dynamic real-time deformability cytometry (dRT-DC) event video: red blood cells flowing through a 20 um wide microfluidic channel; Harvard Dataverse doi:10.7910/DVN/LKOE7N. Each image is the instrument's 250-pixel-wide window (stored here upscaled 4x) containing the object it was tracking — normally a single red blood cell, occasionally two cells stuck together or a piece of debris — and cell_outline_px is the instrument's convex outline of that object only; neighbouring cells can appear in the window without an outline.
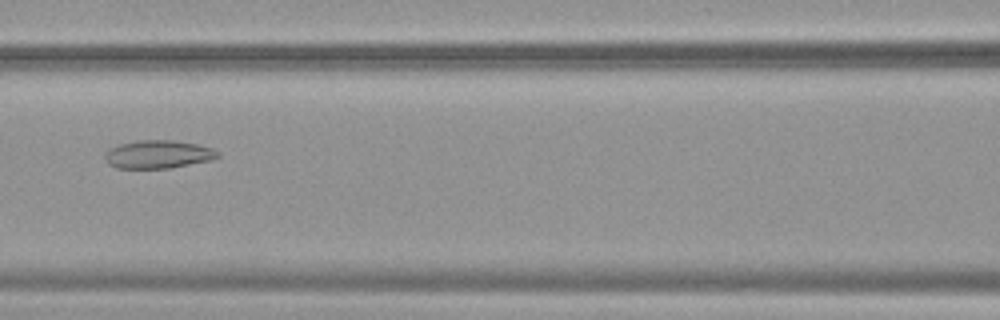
{"species": "common noctule bat (a hibernating species)", "species_latin": "Nyctalus noctula", "temperature_condition": "warm", "stored_images_in_passage": 37, "camera_frame_rate_fps": 3000, "um_per_image_px": 0.085, "animal": {"sex": "female", "body_mass_g": 19.9}, "frame": {"image": 1, "passage_image": 8, "time_ms": 2.333, "image_size_px": [1000, 320], "cell_outline_px": [[220, 156], [212, 160], [168, 168], [116, 168], [108, 164], [104, 156], [104, 152], [108, 148], [120, 144], [136, 140], [172, 140], [196, 144], [212, 148], [220, 152]], "centroid_in_image_um": [13.42, 13.11], "position_along_channel_um": 153.2, "area_um2": 18.61}}
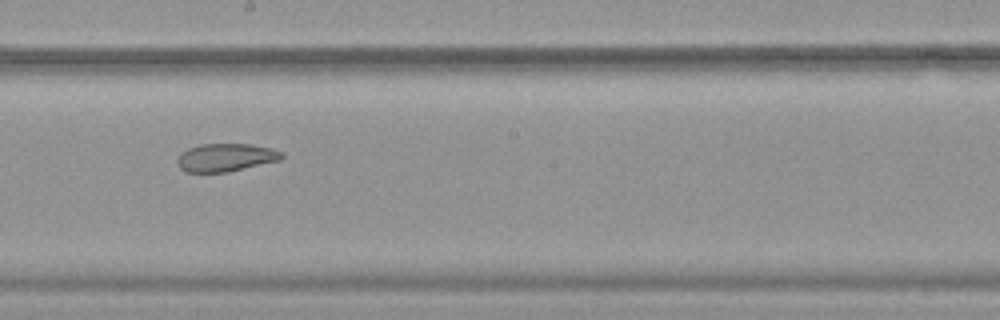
{"frame": {"image": 2, "passage_image": 14, "time_ms": 4.333, "image_size_px": [1000, 320], "cell_outline_px": [[284, 156], [280, 160], [228, 172], [184, 172], [176, 164], [176, 160], [180, 152], [188, 148], [200, 144], [252, 144], [272, 148], [284, 152]], "centroid_in_image_um": [19.17, 13.38], "position_along_channel_um": 229.0, "area_um2": 17.28}}
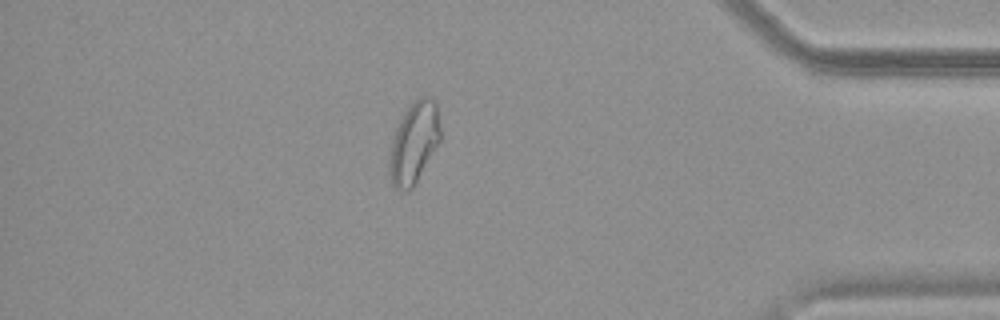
{"frame": {"image": 3, "passage_image": 30, "time_ms": 9.667, "image_size_px": [1000, 320], "cell_outline_px": [[440, 140], [412, 188], [408, 192], [396, 188], [392, 184], [388, 172], [388, 168], [392, 140], [396, 128], [408, 104], [420, 96], [428, 96], [436, 104], [440, 128]], "centroid_in_image_um": [35.16, 12.12], "position_along_channel_um": 400.0, "area_um2": 23.93}, "authors_computed_cell_mechanics": {"area_um2": 19.363, "velocity_mm_per_s": 3.8162, "shape_relaxation_time_tau1_ms": null, "shape_relaxation_time_tau2_ms": 4.3938, "deformation_change_tau1": null, "deformation_change_tau2": 0.1164}}